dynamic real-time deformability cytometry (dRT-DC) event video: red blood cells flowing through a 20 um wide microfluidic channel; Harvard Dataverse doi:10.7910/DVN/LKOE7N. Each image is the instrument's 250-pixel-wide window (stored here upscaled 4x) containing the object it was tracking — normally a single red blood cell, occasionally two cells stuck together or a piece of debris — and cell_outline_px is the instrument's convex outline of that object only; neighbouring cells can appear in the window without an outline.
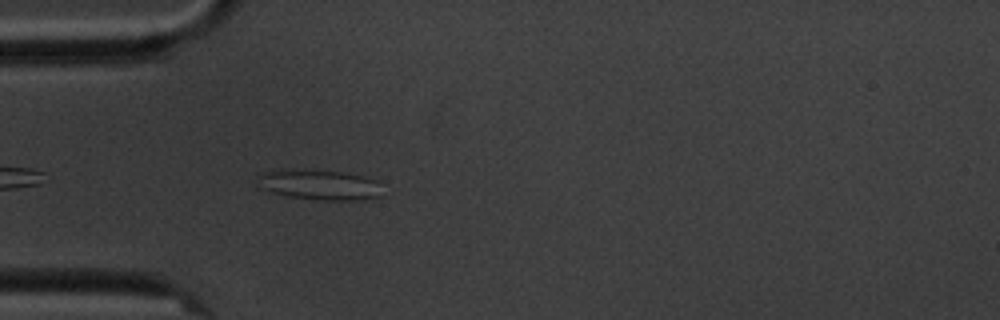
{"species": "common noctule bat (a hibernating species)", "species_latin": "Nyctalus noctula", "temperature_condition": "cold", "stored_images_in_passage": 5, "camera_frame_rate_fps": 3000, "um_per_image_px": 0.085, "animal": {"sex": "male", "body_mass_g": 20.1, "forearm_length_mm": 53.5}, "frame": {"image": 1, "passage_image": 5, "time_ms": 4.667, "image_size_px": [1000, 320], "cell_outline_px": [[380, 196], [352, 200], [316, 200], [288, 196], [272, 192], [260, 188], [256, 172], [280, 168], [304, 168], [344, 172], [364, 176], [376, 180]], "centroid_in_image_um": [27.0, 15.65], "position_along_channel_um": 58.0, "area_um2": 22.48}}